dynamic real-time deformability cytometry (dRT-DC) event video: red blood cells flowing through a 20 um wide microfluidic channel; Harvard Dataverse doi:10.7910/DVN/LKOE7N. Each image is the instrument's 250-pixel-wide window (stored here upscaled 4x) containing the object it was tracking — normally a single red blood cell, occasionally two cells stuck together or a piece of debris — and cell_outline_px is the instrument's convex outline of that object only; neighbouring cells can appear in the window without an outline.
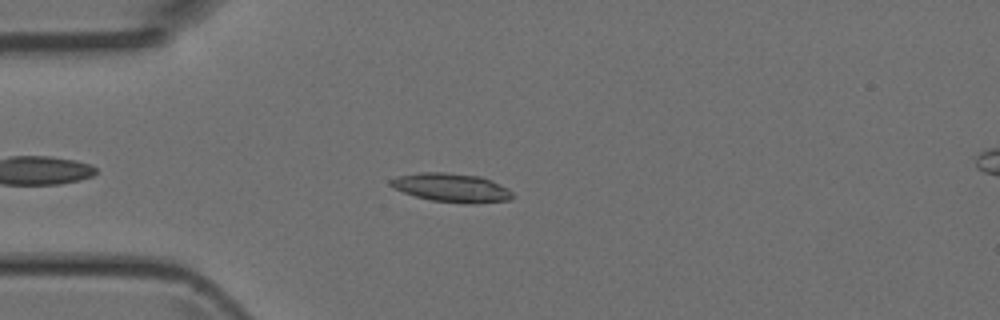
{"species": "Egyptian fruit bat (a non-hibernating species)", "species_latin": "Rousettus aegyptiacus", "temperature_condition": "room temperature", "stored_images_in_passage": 25, "camera_frame_rate_fps": 3000, "um_per_image_px": 0.085, "animal": {"sex": "female"}, "frame": {"image": 1, "passage_image": 6, "time_ms": 1.667, "image_size_px": [1000, 320], "cell_outline_px": [[512, 200], [476, 204], [468, 204], [432, 200], [416, 196], [404, 192], [388, 184], [388, 180], [396, 176], [420, 172], [444, 172], [480, 176], [492, 180], [508, 188], [512, 192]], "centroid_in_image_um": [38.41, 15.95], "position_along_channel_um": 46.6, "area_um2": 20.58}}
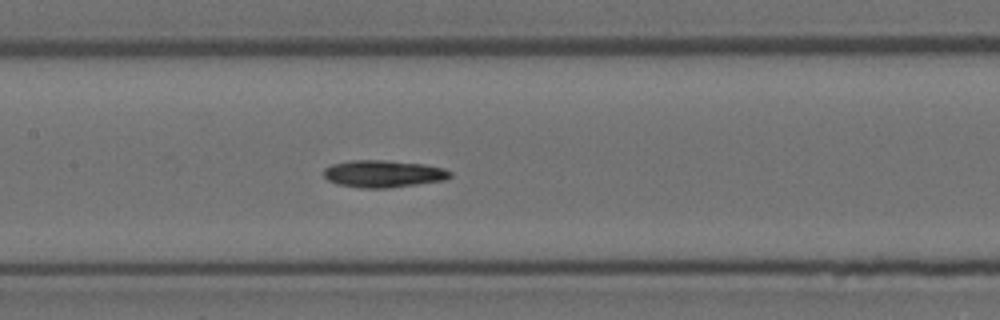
{"frame": {"image": 2, "passage_image": 16, "time_ms": 5.0, "image_size_px": [1000, 320], "cell_outline_px": [[452, 176], [444, 180], [388, 188], [360, 188], [336, 184], [328, 180], [324, 176], [324, 168], [332, 164], [352, 160], [384, 160], [424, 164], [444, 168], [452, 172]], "centroid_in_image_um": [32.57, 14.77], "position_along_channel_um": 174.8, "area_um2": 20.06}}
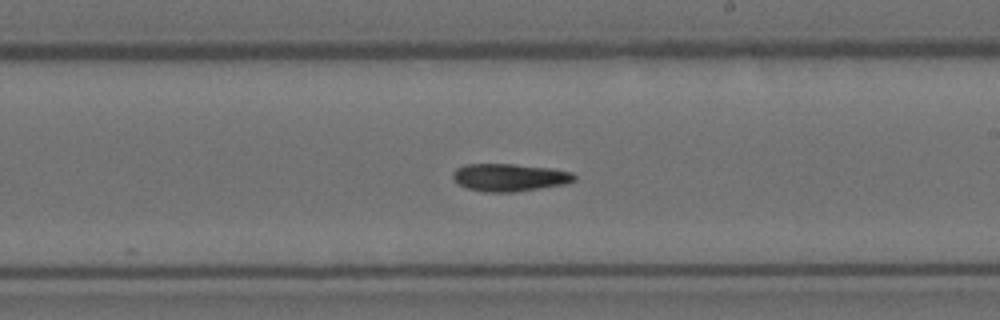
{"frame": {"image": 3, "passage_image": 21, "time_ms": 6.667, "image_size_px": [1000, 320], "cell_outline_px": [[576, 180], [568, 184], [516, 192], [484, 192], [468, 188], [460, 184], [452, 176], [452, 172], [456, 168], [464, 164], [516, 164], [552, 168], [572, 172], [576, 176]], "centroid_in_image_um": [43.35, 15.08], "position_along_channel_um": 245.6, "area_um2": 19.77}}